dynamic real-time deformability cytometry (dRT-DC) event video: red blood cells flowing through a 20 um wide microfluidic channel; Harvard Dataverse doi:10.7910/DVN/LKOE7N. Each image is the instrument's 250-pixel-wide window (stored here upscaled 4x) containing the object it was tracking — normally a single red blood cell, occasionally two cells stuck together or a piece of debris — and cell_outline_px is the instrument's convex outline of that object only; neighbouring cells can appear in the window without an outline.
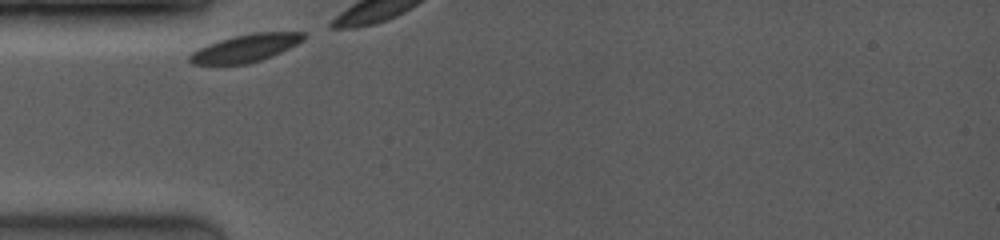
{"species": "common noctule bat (a hibernating species)", "species_latin": "Nyctalus noctula", "temperature_condition": "room temperature", "stored_images_in_passage": 5, "camera_frame_rate_fps": 4000, "um_per_image_px": 0.085, "animal": {"sex": "female", "body_mass_g": 19.0, "forearm_length_mm": 53.3}, "frame": {"image": 1, "passage_image": 1, "time_ms": 0.0, "image_size_px": [1000, 240], "cell_outline_px": [[304, 40], [280, 52], [260, 60], [244, 64], [192, 64], [188, 60], [188, 56], [192, 52], [208, 44], [232, 36], [252, 32], [304, 32]], "centroid_in_image_um": [20.85, 4.08], "position_along_channel_um": 64.2, "area_um2": 18.09}}